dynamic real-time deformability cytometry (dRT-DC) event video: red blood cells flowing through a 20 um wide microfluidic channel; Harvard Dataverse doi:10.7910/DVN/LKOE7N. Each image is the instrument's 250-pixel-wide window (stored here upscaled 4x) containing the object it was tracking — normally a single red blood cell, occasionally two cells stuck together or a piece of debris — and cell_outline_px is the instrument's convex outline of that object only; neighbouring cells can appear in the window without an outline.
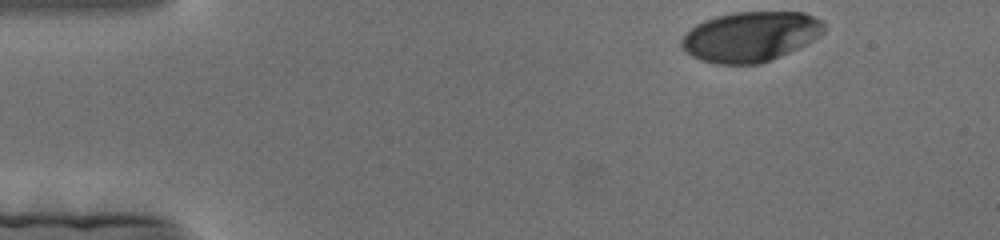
{"species": "human", "species_latin": "Homo sapiens", "temperature_condition": "cold", "stored_images_in_passage": 159, "camera_frame_rate_fps": 3000, "um_per_image_px": 0.085, "donor": {"sex": "female"}, "frame": {"image": 1, "passage_image": 1, "time_ms": 0.0, "image_size_px": [1000, 240], "cell_outline_px": [[828, 28], [820, 36], [808, 44], [780, 56], [760, 64], [716, 64], [700, 60], [692, 56], [680, 44], [680, 40], [696, 24], [704, 20], [716, 16], [732, 12], [804, 12], [828, 24]], "centroid_in_image_um": [63.84, 3.11], "position_along_channel_um": 21.2, "area_um2": 41.79}}
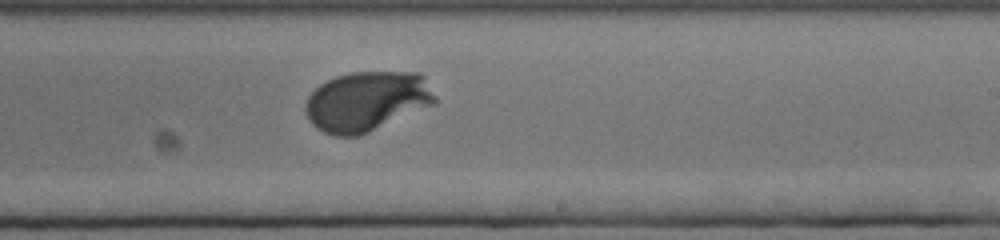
{"frame": {"image": 2, "passage_image": 88, "time_ms": 29.0, "image_size_px": [1000, 240], "cell_outline_px": [[436, 104], [360, 136], [336, 136], [324, 132], [316, 128], [308, 120], [304, 112], [304, 104], [308, 96], [320, 84], [336, 76], [352, 72], [420, 72], [424, 76], [436, 96]], "centroid_in_image_um": [31.18, 8.62], "position_along_channel_um": 257.8, "area_um2": 45.66}}
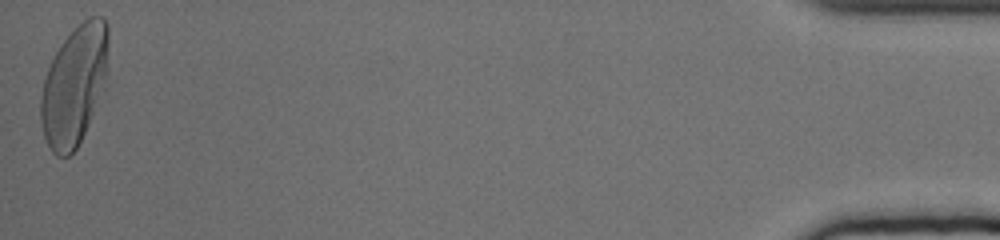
{"frame": {"image": 3, "passage_image": 157, "time_ms": 52.0, "image_size_px": [1000, 240], "cell_outline_px": [[108, 76], [104, 88], [88, 124], [76, 148], [68, 156], [56, 156], [52, 152], [44, 136], [40, 120], [40, 96], [44, 80], [48, 68], [56, 52], [64, 40], [88, 16], [104, 16], [108, 24]], "centroid_in_image_um": [6.33, 7.23], "position_along_channel_um": 428.9, "area_um2": 47.11}}